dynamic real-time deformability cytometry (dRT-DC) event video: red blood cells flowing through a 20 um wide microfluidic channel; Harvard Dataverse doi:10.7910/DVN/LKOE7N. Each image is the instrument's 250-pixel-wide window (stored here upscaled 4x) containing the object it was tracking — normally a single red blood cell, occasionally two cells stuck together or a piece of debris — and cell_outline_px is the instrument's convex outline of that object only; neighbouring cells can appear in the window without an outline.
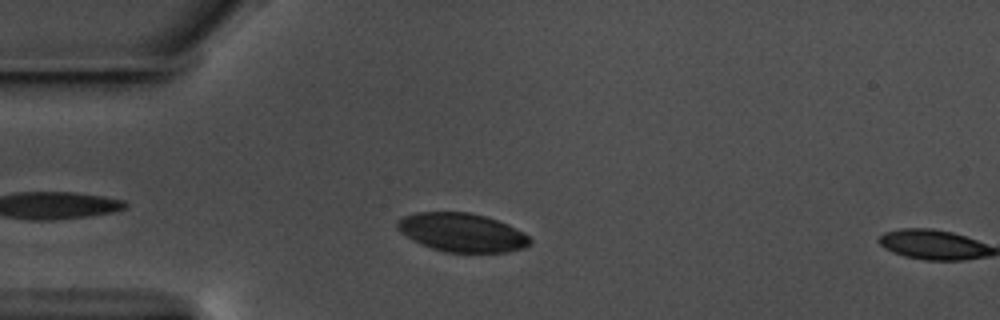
{"species": "common noctule bat (a hibernating species)", "species_latin": "Nyctalus noctula", "temperature_condition": "warm", "stored_images_in_passage": 7, "camera_frame_rate_fps": 3000, "um_per_image_px": 0.085, "animal": {"sex": "male", "body_mass_g": 17.5, "forearm_length_mm": 52.3}, "frame": {"image": 1, "passage_image": 6, "time_ms": 1.667, "image_size_px": [1000, 320], "cell_outline_px": [[532, 240], [524, 248], [508, 252], [444, 252], [420, 244], [412, 240], [400, 232], [396, 228], [396, 224], [404, 216], [416, 212], [468, 212], [484, 216], [508, 224], [524, 232]], "centroid_in_image_um": [39.26, 19.76], "position_along_channel_um": 45.7, "area_um2": 29.82}}